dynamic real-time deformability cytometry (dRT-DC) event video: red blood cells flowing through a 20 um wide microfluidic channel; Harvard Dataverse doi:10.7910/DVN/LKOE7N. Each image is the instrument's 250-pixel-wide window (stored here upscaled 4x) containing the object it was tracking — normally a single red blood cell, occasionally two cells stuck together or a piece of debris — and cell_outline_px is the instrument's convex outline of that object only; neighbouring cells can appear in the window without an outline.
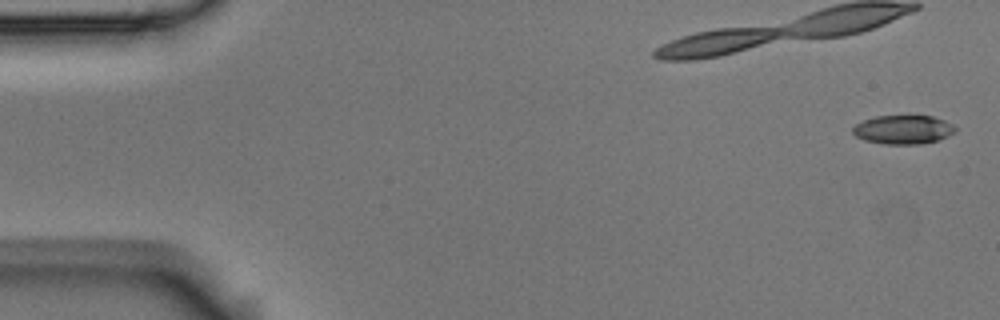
{"species": "Egyptian fruit bat (a non-hibernating species)", "species_latin": "Rousettus aegyptiacus", "temperature_condition": "room temperature", "stored_images_in_passage": 6, "camera_frame_rate_fps": 3000, "um_per_image_px": 0.085, "animal": {"sex": "male"}, "frame": {"image": 1, "passage_image": 1, "time_ms": 0.0, "image_size_px": [1000, 320], "cell_outline_px": [[956, 128], [948, 136], [936, 140], [920, 144], [888, 144], [864, 140], [856, 136], [852, 132], [852, 128], [856, 124], [864, 120], [876, 116], [932, 116], [944, 120], [952, 124]], "centroid_in_image_um": [76.75, 11.01], "position_along_channel_um": 8.3, "area_um2": 16.99}}